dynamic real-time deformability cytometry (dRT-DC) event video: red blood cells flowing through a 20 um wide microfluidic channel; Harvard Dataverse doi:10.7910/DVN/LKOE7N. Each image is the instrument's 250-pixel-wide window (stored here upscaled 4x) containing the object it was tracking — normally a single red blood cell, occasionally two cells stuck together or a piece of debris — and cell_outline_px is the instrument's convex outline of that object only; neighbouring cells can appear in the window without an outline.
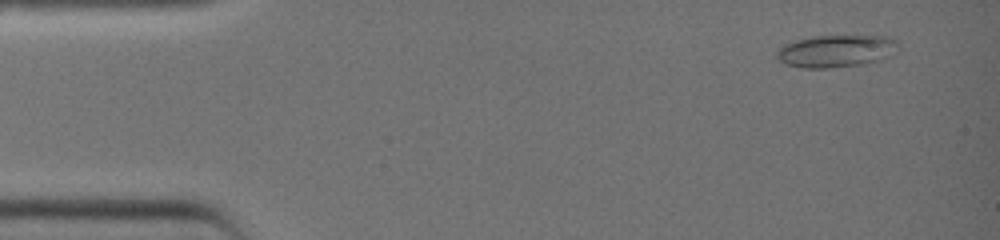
{"species": "common noctule bat (a hibernating species)", "species_latin": "Nyctalus noctula", "temperature_condition": "warm", "stored_images_in_passage": 38, "camera_frame_rate_fps": 3000, "um_per_image_px": 0.085, "animal": {"sex": "female", "body_mass_g": 19.0, "forearm_length_mm": 51.5}, "frame": {"image": 1, "passage_image": 3, "time_ms": 0.667, "image_size_px": [1000, 240], "cell_outline_px": [[900, 48], [892, 56], [880, 60], [864, 64], [828, 68], [800, 68], [784, 64], [772, 56], [776, 48], [784, 44], [796, 40], [812, 36], [896, 36], [900, 44]], "centroid_in_image_um": [71.08, 4.34], "position_along_channel_um": 13.9, "area_um2": 23.76}}
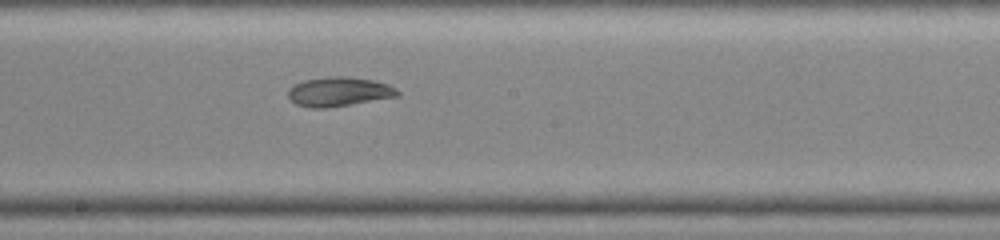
{"frame": {"image": 2, "passage_image": 22, "time_ms": 7.0, "image_size_px": [1000, 240], "cell_outline_px": [[400, 96], [324, 108], [312, 108], [296, 104], [288, 96], [288, 88], [304, 80], [328, 76], [344, 76], [372, 80], [388, 84], [396, 88], [400, 92]], "centroid_in_image_um": [28.81, 7.79], "position_along_channel_um": 219.4, "area_um2": 18.55}}
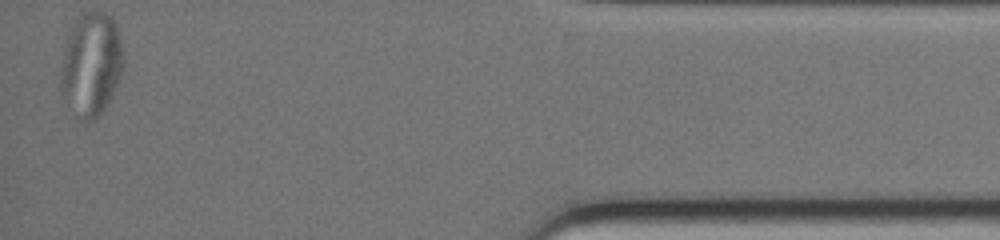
{"frame": {"image": 3, "passage_image": 38, "time_ms": 12.333, "image_size_px": [1000, 240], "cell_outline_px": [[124, 68], [104, 108], [92, 120], [84, 120], [64, 92], [64, 60], [68, 40], [76, 24], [84, 12], [104, 12], [112, 20], [116, 28], [120, 40], [124, 64]], "centroid_in_image_um": [7.86, 5.41], "position_along_channel_um": 427.3, "area_um2": 34.68}}